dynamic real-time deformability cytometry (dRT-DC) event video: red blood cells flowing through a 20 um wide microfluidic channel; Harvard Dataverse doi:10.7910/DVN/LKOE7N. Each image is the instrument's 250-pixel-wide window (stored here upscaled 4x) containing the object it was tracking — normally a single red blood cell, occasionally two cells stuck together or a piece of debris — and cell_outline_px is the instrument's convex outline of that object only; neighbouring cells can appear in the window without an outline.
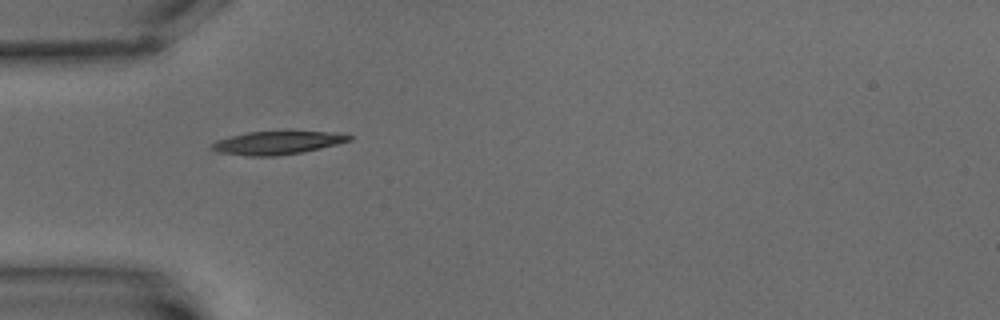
{"species": "common noctule bat (a hibernating species)", "species_latin": "Nyctalus noctula", "temperature_condition": "warm", "stored_images_in_passage": 3, "camera_frame_rate_fps": 3000, "um_per_image_px": 0.085, "animal": {"sex": "male", "body_mass_g": 15.6}, "frame": {"image": 1, "passage_image": 1, "time_ms": 0.0, "image_size_px": [1000, 320], "cell_outline_px": [[352, 140], [304, 152], [276, 156], [248, 156], [216, 152], [208, 148], [216, 140], [248, 132], [288, 128], [332, 132], [352, 136]], "centroid_in_image_um": [23.58, 12.09], "position_along_channel_um": 61.4, "area_um2": 19.59}}
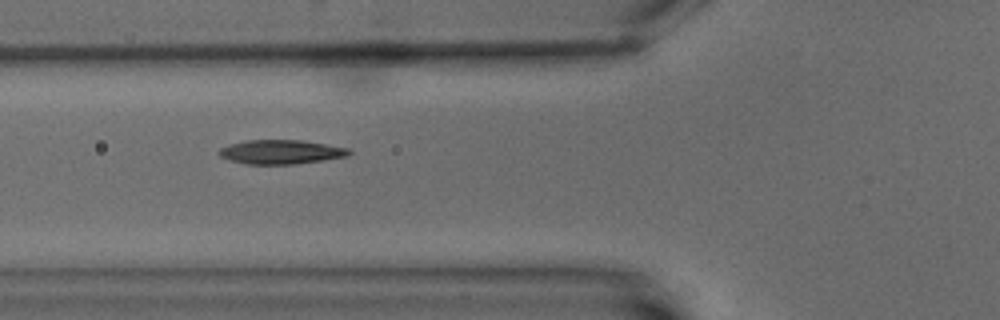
{"frame": {"image": 2, "passage_image": 2, "time_ms": 1.333, "image_size_px": [1000, 320], "cell_outline_px": [[352, 152], [348, 156], [324, 160], [292, 164], [244, 164], [220, 156], [216, 152], [220, 148], [228, 144], [248, 140], [300, 140], [348, 148]], "centroid_in_image_um": [23.85, 12.91], "position_along_channel_um": 101.9, "area_um2": 18.21}}
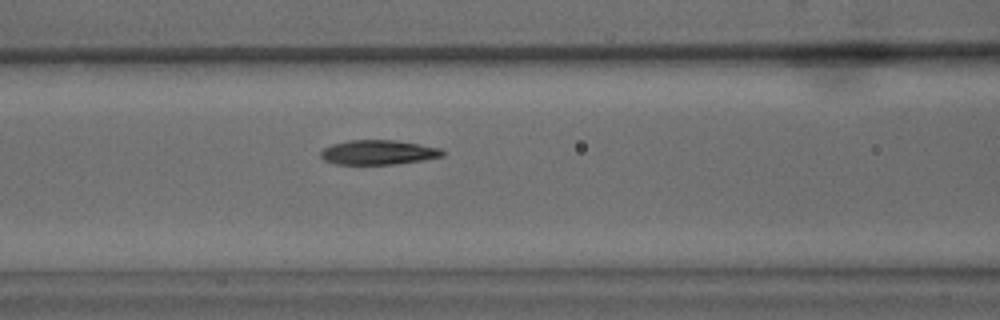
{"frame": {"image": 3, "passage_image": 3, "time_ms": 2.333, "image_size_px": [1000, 320], "cell_outline_px": [[444, 156], [424, 160], [392, 164], [336, 164], [324, 160], [320, 156], [320, 152], [324, 148], [332, 144], [348, 140], [396, 140], [440, 148], [444, 152]], "centroid_in_image_um": [32.14, 12.95], "position_along_channel_um": 134.5, "area_um2": 17.4}}